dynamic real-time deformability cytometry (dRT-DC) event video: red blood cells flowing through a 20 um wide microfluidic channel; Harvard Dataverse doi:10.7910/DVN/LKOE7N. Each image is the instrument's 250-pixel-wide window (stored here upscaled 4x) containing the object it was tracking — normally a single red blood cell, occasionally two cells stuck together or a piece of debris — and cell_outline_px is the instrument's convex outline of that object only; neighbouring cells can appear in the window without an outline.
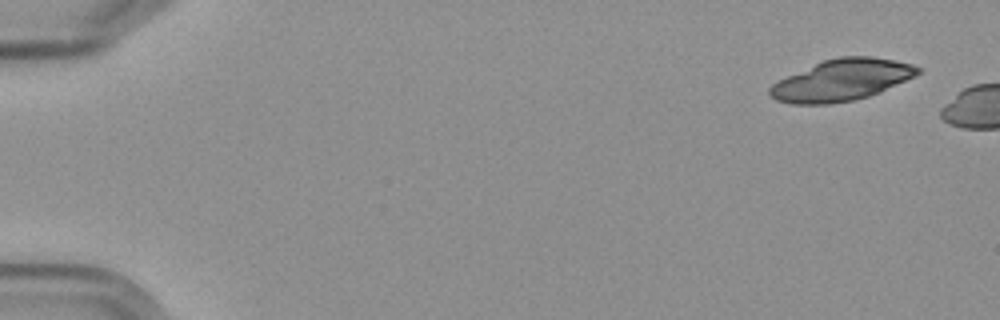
{"species": "Egyptian fruit bat (a non-hibernating species)", "species_latin": "Rousettus aegyptiacus", "temperature_condition": "cold", "stored_images_in_passage": 14, "camera_frame_rate_fps": 3000, "um_per_image_px": 0.085, "frame": {"image": 1, "passage_image": 1, "time_ms": 0.0, "image_size_px": [1000, 320], "cell_outline_px": [[920, 72], [916, 76], [880, 92], [856, 100], [832, 104], [792, 104], [776, 100], [768, 92], [768, 88], [776, 80], [824, 60], [840, 56], [872, 56], [912, 64], [920, 68]], "centroid_in_image_um": [71.53, 6.82], "position_along_channel_um": 13.5, "area_um2": 35.78}}
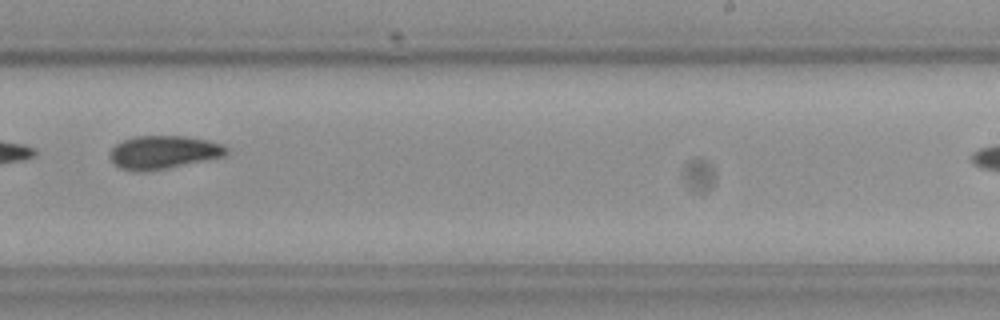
{"frame": {"image": 2, "passage_image": 10, "time_ms": 11.333, "image_size_px": [1000, 320], "cell_outline_px": [[228, 152], [224, 156], [208, 160], [164, 168], [140, 172], [136, 172], [120, 168], [112, 164], [108, 156], [108, 152], [116, 144], [132, 136], [184, 136], [208, 140], [224, 144], [228, 148]], "centroid_in_image_um": [13.86, 12.94], "position_along_channel_um": 275.1, "area_um2": 22.77}}